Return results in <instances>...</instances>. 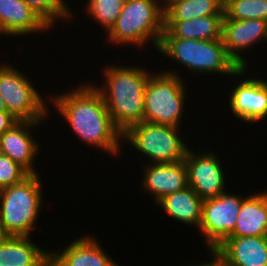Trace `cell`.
Here are the masks:
<instances>
[{
    "mask_svg": "<svg viewBox=\"0 0 267 266\" xmlns=\"http://www.w3.org/2000/svg\"><path fill=\"white\" fill-rule=\"evenodd\" d=\"M64 93V94H63ZM53 94L51 105L57 109L77 137L83 143L109 155L118 154L122 149V133L114 125L100 92L90 82L70 91Z\"/></svg>",
    "mask_w": 267,
    "mask_h": 266,
    "instance_id": "cell-1",
    "label": "cell"
},
{
    "mask_svg": "<svg viewBox=\"0 0 267 266\" xmlns=\"http://www.w3.org/2000/svg\"><path fill=\"white\" fill-rule=\"evenodd\" d=\"M109 65L103 70L100 92L116 128L123 134L144 121L145 87L152 72L138 66Z\"/></svg>",
    "mask_w": 267,
    "mask_h": 266,
    "instance_id": "cell-2",
    "label": "cell"
},
{
    "mask_svg": "<svg viewBox=\"0 0 267 266\" xmlns=\"http://www.w3.org/2000/svg\"><path fill=\"white\" fill-rule=\"evenodd\" d=\"M163 30L164 0H126L107 39L112 45L137 46L139 50L151 40L156 50Z\"/></svg>",
    "mask_w": 267,
    "mask_h": 266,
    "instance_id": "cell-3",
    "label": "cell"
},
{
    "mask_svg": "<svg viewBox=\"0 0 267 266\" xmlns=\"http://www.w3.org/2000/svg\"><path fill=\"white\" fill-rule=\"evenodd\" d=\"M157 52L168 56L177 64L188 68L191 73L245 76L247 68H238L228 57L222 39L196 40L161 38ZM196 73V74H195ZM205 73V74H204Z\"/></svg>",
    "mask_w": 267,
    "mask_h": 266,
    "instance_id": "cell-4",
    "label": "cell"
},
{
    "mask_svg": "<svg viewBox=\"0 0 267 266\" xmlns=\"http://www.w3.org/2000/svg\"><path fill=\"white\" fill-rule=\"evenodd\" d=\"M40 177L30 174L22 182L0 190V227L5 236L30 237L36 229L44 201Z\"/></svg>",
    "mask_w": 267,
    "mask_h": 266,
    "instance_id": "cell-5",
    "label": "cell"
},
{
    "mask_svg": "<svg viewBox=\"0 0 267 266\" xmlns=\"http://www.w3.org/2000/svg\"><path fill=\"white\" fill-rule=\"evenodd\" d=\"M174 69L151 73L145 87L144 121L181 128L186 87Z\"/></svg>",
    "mask_w": 267,
    "mask_h": 266,
    "instance_id": "cell-6",
    "label": "cell"
},
{
    "mask_svg": "<svg viewBox=\"0 0 267 266\" xmlns=\"http://www.w3.org/2000/svg\"><path fill=\"white\" fill-rule=\"evenodd\" d=\"M178 127L143 121L131 126L122 135V140L148 157L149 164H164L184 160L189 149L180 137Z\"/></svg>",
    "mask_w": 267,
    "mask_h": 266,
    "instance_id": "cell-7",
    "label": "cell"
},
{
    "mask_svg": "<svg viewBox=\"0 0 267 266\" xmlns=\"http://www.w3.org/2000/svg\"><path fill=\"white\" fill-rule=\"evenodd\" d=\"M26 75L9 62L0 63V94L7 112L18 121L44 123L49 105Z\"/></svg>",
    "mask_w": 267,
    "mask_h": 266,
    "instance_id": "cell-8",
    "label": "cell"
},
{
    "mask_svg": "<svg viewBox=\"0 0 267 266\" xmlns=\"http://www.w3.org/2000/svg\"><path fill=\"white\" fill-rule=\"evenodd\" d=\"M243 198L240 194L225 191L218 197L203 200L199 231L204 237L207 249L215 250L230 237L234 231Z\"/></svg>",
    "mask_w": 267,
    "mask_h": 266,
    "instance_id": "cell-9",
    "label": "cell"
},
{
    "mask_svg": "<svg viewBox=\"0 0 267 266\" xmlns=\"http://www.w3.org/2000/svg\"><path fill=\"white\" fill-rule=\"evenodd\" d=\"M220 161L217 154L209 150L201 154L189 148L185 155L188 186L202 200L218 197L227 190L224 187L226 176Z\"/></svg>",
    "mask_w": 267,
    "mask_h": 266,
    "instance_id": "cell-10",
    "label": "cell"
},
{
    "mask_svg": "<svg viewBox=\"0 0 267 266\" xmlns=\"http://www.w3.org/2000/svg\"><path fill=\"white\" fill-rule=\"evenodd\" d=\"M259 40L267 42V21L261 19L233 20L224 15L222 41L228 57L238 68H248V61L246 58L244 59L242 53L248 51L252 45L259 43Z\"/></svg>",
    "mask_w": 267,
    "mask_h": 266,
    "instance_id": "cell-11",
    "label": "cell"
},
{
    "mask_svg": "<svg viewBox=\"0 0 267 266\" xmlns=\"http://www.w3.org/2000/svg\"><path fill=\"white\" fill-rule=\"evenodd\" d=\"M229 108L234 117L246 123H256L267 118V80L249 77L232 88Z\"/></svg>",
    "mask_w": 267,
    "mask_h": 266,
    "instance_id": "cell-12",
    "label": "cell"
},
{
    "mask_svg": "<svg viewBox=\"0 0 267 266\" xmlns=\"http://www.w3.org/2000/svg\"><path fill=\"white\" fill-rule=\"evenodd\" d=\"M41 122L18 121L0 136V153L7 155L29 174H38L33 162L39 155L40 146L30 131ZM33 128V129H31ZM30 130V131H29Z\"/></svg>",
    "mask_w": 267,
    "mask_h": 266,
    "instance_id": "cell-13",
    "label": "cell"
},
{
    "mask_svg": "<svg viewBox=\"0 0 267 266\" xmlns=\"http://www.w3.org/2000/svg\"><path fill=\"white\" fill-rule=\"evenodd\" d=\"M49 29L52 28L24 0H0V36H29Z\"/></svg>",
    "mask_w": 267,
    "mask_h": 266,
    "instance_id": "cell-14",
    "label": "cell"
},
{
    "mask_svg": "<svg viewBox=\"0 0 267 266\" xmlns=\"http://www.w3.org/2000/svg\"><path fill=\"white\" fill-rule=\"evenodd\" d=\"M142 188L157 203L164 196L188 187L187 171L184 160L164 164H144Z\"/></svg>",
    "mask_w": 267,
    "mask_h": 266,
    "instance_id": "cell-15",
    "label": "cell"
},
{
    "mask_svg": "<svg viewBox=\"0 0 267 266\" xmlns=\"http://www.w3.org/2000/svg\"><path fill=\"white\" fill-rule=\"evenodd\" d=\"M88 234L78 237L61 251L50 252V266H119L100 243Z\"/></svg>",
    "mask_w": 267,
    "mask_h": 266,
    "instance_id": "cell-16",
    "label": "cell"
},
{
    "mask_svg": "<svg viewBox=\"0 0 267 266\" xmlns=\"http://www.w3.org/2000/svg\"><path fill=\"white\" fill-rule=\"evenodd\" d=\"M215 250L228 266H267V236L229 237Z\"/></svg>",
    "mask_w": 267,
    "mask_h": 266,
    "instance_id": "cell-17",
    "label": "cell"
},
{
    "mask_svg": "<svg viewBox=\"0 0 267 266\" xmlns=\"http://www.w3.org/2000/svg\"><path fill=\"white\" fill-rule=\"evenodd\" d=\"M31 239L5 236L0 240V266H50V252Z\"/></svg>",
    "mask_w": 267,
    "mask_h": 266,
    "instance_id": "cell-18",
    "label": "cell"
},
{
    "mask_svg": "<svg viewBox=\"0 0 267 266\" xmlns=\"http://www.w3.org/2000/svg\"><path fill=\"white\" fill-rule=\"evenodd\" d=\"M267 236V190L245 196L230 237Z\"/></svg>",
    "mask_w": 267,
    "mask_h": 266,
    "instance_id": "cell-19",
    "label": "cell"
},
{
    "mask_svg": "<svg viewBox=\"0 0 267 266\" xmlns=\"http://www.w3.org/2000/svg\"><path fill=\"white\" fill-rule=\"evenodd\" d=\"M223 17L224 15H207L186 21H164L161 38L222 39Z\"/></svg>",
    "mask_w": 267,
    "mask_h": 266,
    "instance_id": "cell-20",
    "label": "cell"
},
{
    "mask_svg": "<svg viewBox=\"0 0 267 266\" xmlns=\"http://www.w3.org/2000/svg\"><path fill=\"white\" fill-rule=\"evenodd\" d=\"M202 203L203 200L199 195L188 186L164 196L157 205L174 220L186 225H195V228L197 226L199 229L202 221Z\"/></svg>",
    "mask_w": 267,
    "mask_h": 266,
    "instance_id": "cell-21",
    "label": "cell"
},
{
    "mask_svg": "<svg viewBox=\"0 0 267 266\" xmlns=\"http://www.w3.org/2000/svg\"><path fill=\"white\" fill-rule=\"evenodd\" d=\"M207 15H224L216 0H164V21H186Z\"/></svg>",
    "mask_w": 267,
    "mask_h": 266,
    "instance_id": "cell-22",
    "label": "cell"
},
{
    "mask_svg": "<svg viewBox=\"0 0 267 266\" xmlns=\"http://www.w3.org/2000/svg\"><path fill=\"white\" fill-rule=\"evenodd\" d=\"M86 15L100 24L108 32L120 15L125 0H87ZM92 16V17H91Z\"/></svg>",
    "mask_w": 267,
    "mask_h": 266,
    "instance_id": "cell-23",
    "label": "cell"
},
{
    "mask_svg": "<svg viewBox=\"0 0 267 266\" xmlns=\"http://www.w3.org/2000/svg\"><path fill=\"white\" fill-rule=\"evenodd\" d=\"M223 10L228 19L267 21V0H226Z\"/></svg>",
    "mask_w": 267,
    "mask_h": 266,
    "instance_id": "cell-24",
    "label": "cell"
},
{
    "mask_svg": "<svg viewBox=\"0 0 267 266\" xmlns=\"http://www.w3.org/2000/svg\"><path fill=\"white\" fill-rule=\"evenodd\" d=\"M51 28L57 20L74 17L65 0H24ZM73 15V16H72ZM63 18V19H62Z\"/></svg>",
    "mask_w": 267,
    "mask_h": 266,
    "instance_id": "cell-25",
    "label": "cell"
},
{
    "mask_svg": "<svg viewBox=\"0 0 267 266\" xmlns=\"http://www.w3.org/2000/svg\"><path fill=\"white\" fill-rule=\"evenodd\" d=\"M29 175L18 163L0 153V190L22 182Z\"/></svg>",
    "mask_w": 267,
    "mask_h": 266,
    "instance_id": "cell-26",
    "label": "cell"
},
{
    "mask_svg": "<svg viewBox=\"0 0 267 266\" xmlns=\"http://www.w3.org/2000/svg\"><path fill=\"white\" fill-rule=\"evenodd\" d=\"M18 122L9 112H0V136Z\"/></svg>",
    "mask_w": 267,
    "mask_h": 266,
    "instance_id": "cell-27",
    "label": "cell"
},
{
    "mask_svg": "<svg viewBox=\"0 0 267 266\" xmlns=\"http://www.w3.org/2000/svg\"><path fill=\"white\" fill-rule=\"evenodd\" d=\"M208 251L210 252L209 254L212 258L210 262H203L202 264L196 263V265L192 264L190 266H228L223 257L216 250L212 249Z\"/></svg>",
    "mask_w": 267,
    "mask_h": 266,
    "instance_id": "cell-28",
    "label": "cell"
},
{
    "mask_svg": "<svg viewBox=\"0 0 267 266\" xmlns=\"http://www.w3.org/2000/svg\"><path fill=\"white\" fill-rule=\"evenodd\" d=\"M4 111H7L6 109V106H5V103H4V100L0 94V112H4Z\"/></svg>",
    "mask_w": 267,
    "mask_h": 266,
    "instance_id": "cell-29",
    "label": "cell"
},
{
    "mask_svg": "<svg viewBox=\"0 0 267 266\" xmlns=\"http://www.w3.org/2000/svg\"><path fill=\"white\" fill-rule=\"evenodd\" d=\"M216 1L224 8L226 0H216Z\"/></svg>",
    "mask_w": 267,
    "mask_h": 266,
    "instance_id": "cell-30",
    "label": "cell"
},
{
    "mask_svg": "<svg viewBox=\"0 0 267 266\" xmlns=\"http://www.w3.org/2000/svg\"><path fill=\"white\" fill-rule=\"evenodd\" d=\"M4 237H5V235L3 234L2 229L0 227V240H2Z\"/></svg>",
    "mask_w": 267,
    "mask_h": 266,
    "instance_id": "cell-31",
    "label": "cell"
}]
</instances>
